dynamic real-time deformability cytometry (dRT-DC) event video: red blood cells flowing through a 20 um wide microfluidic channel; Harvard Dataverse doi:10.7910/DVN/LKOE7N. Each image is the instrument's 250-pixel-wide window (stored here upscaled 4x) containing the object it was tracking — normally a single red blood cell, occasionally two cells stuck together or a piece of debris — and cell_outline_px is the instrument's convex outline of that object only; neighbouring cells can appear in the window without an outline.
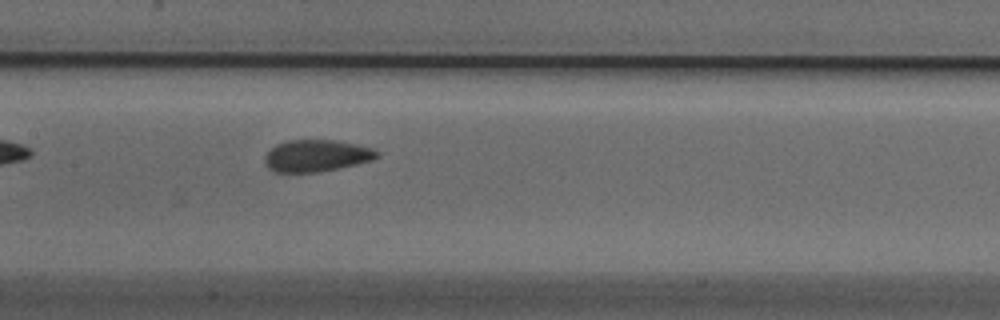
{"species": "Egyptian fruit bat (a non-hibernating species)", "species_latin": "Rousettus aegyptiacus", "temperature_condition": "cold", "stored_images_in_passage": 30, "camera_frame_rate_fps": 3000, "um_per_image_px": 0.085, "animal": {"sex": "male"}, "frame": {"image": 1, "passage_image": 9, "time_ms": 2.667, "image_size_px": [1000, 320], "cell_outline_px": [[380, 156], [372, 160], [356, 164], [316, 172], [276, 172], [268, 168], [264, 160], [264, 156], [276, 144], [288, 140], [332, 140], [356, 144], [372, 148], [380, 152]], "centroid_in_image_um": [26.9, 13.23], "position_along_channel_um": 180.5, "area_um2": 20.69}}
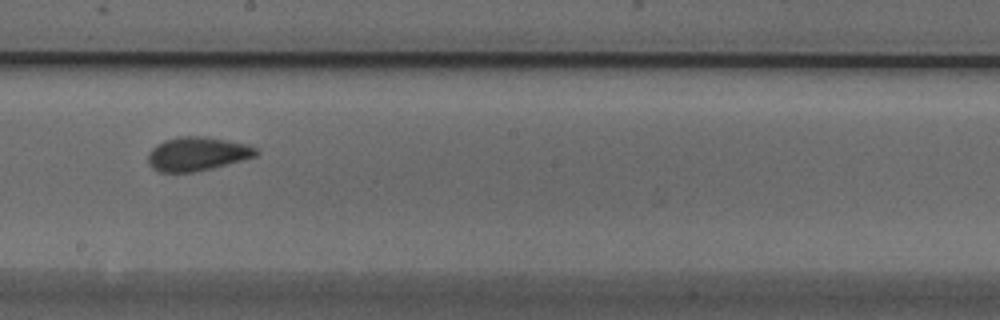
{"frame": {"image": 2, "passage_image": 13, "time_ms": 4.0, "image_size_px": [1000, 320], "cell_outline_px": [[260, 152], [256, 156], [212, 168], [192, 172], [160, 172], [152, 168], [148, 164], [148, 152], [156, 144], [164, 140], [176, 136], [204, 136], [248, 144], [256, 148]], "centroid_in_image_um": [16.74, 13.07], "position_along_channel_um": 231.5, "area_um2": 21.39}}
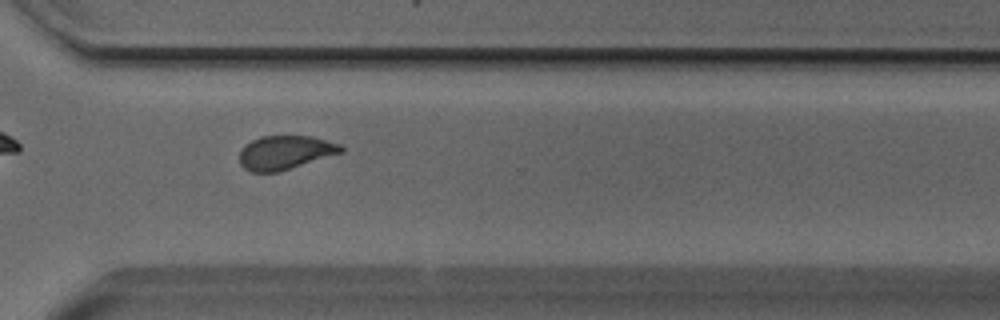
{"frame": {"image": 3, "passage_image": 22, "time_ms": 7.0, "image_size_px": [1000, 320], "cell_outline_px": [[344, 152], [276, 172], [252, 172], [244, 168], [240, 164], [240, 152], [252, 140], [260, 136], [312, 136], [340, 144], [344, 148]], "centroid_in_image_um": [24.26, 12.96], "position_along_channel_um": 346.3, "area_um2": 19.77}}